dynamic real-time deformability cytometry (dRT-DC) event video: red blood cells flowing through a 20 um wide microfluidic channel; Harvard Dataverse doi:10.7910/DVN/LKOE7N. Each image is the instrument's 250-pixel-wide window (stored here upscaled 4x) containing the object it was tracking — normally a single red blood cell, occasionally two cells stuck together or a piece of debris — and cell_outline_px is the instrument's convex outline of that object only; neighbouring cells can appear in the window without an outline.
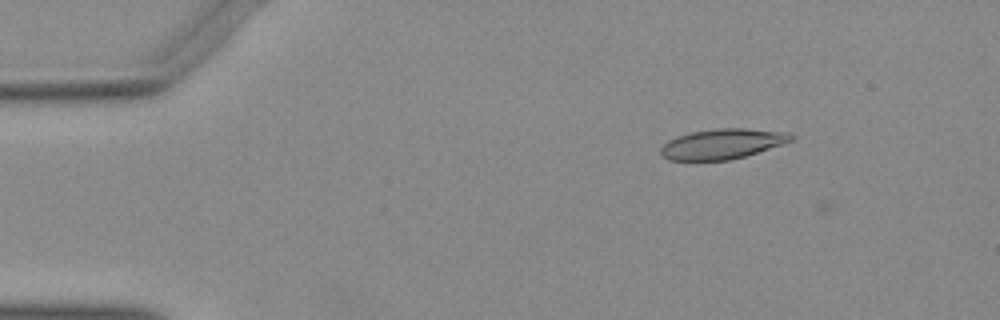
{"species": "Egyptian fruit bat (a non-hibernating species)", "species_latin": "Rousettus aegyptiacus", "temperature_condition": "warm", "stored_images_in_passage": 3, "camera_frame_rate_fps": 3000, "um_per_image_px": 0.085, "animal": {"sex": "female"}, "frame": {"image": 1, "passage_image": 2, "time_ms": 0.333, "image_size_px": [1000, 320], "cell_outline_px": [[796, 140], [784, 144], [744, 156], [728, 160], [668, 160], [660, 152], [660, 148], [668, 140], [676, 136], [692, 132], [716, 128], [744, 128], [788, 132], [796, 136]], "centroid_in_image_um": [61.44, 12.22], "position_along_channel_um": 23.6, "area_um2": 23.0}}